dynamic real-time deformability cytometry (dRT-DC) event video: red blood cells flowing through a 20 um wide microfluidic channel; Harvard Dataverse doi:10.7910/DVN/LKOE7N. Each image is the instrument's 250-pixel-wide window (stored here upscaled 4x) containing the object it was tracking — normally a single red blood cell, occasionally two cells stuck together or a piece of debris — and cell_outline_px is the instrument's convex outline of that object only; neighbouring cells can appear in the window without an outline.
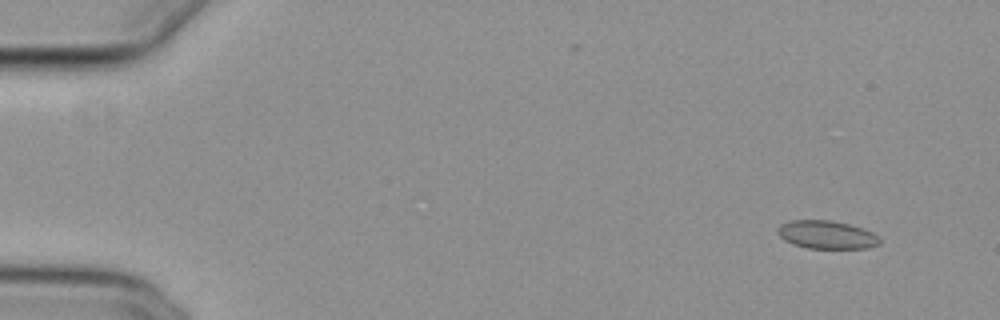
{"species": "common noctule bat (a hibernating species)", "species_latin": "Nyctalus noctula", "temperature_condition": "cold", "stored_images_in_passage": 24, "camera_frame_rate_fps": 3000, "um_per_image_px": 0.085, "animal": {"sex": "female", "body_mass_g": 29.2, "forearm_length_mm": 56.3}, "frame": {"image": 1, "passage_image": 5, "time_ms": 1.333, "image_size_px": [1000, 320], "cell_outline_px": [[880, 244], [868, 248], [808, 248], [792, 244], [784, 240], [776, 232], [776, 228], [780, 224], [792, 220], [832, 220], [848, 224], [872, 232], [880, 236]], "centroid_in_image_um": [70.24, 19.95], "position_along_channel_um": 14.8, "area_um2": 16.82}}
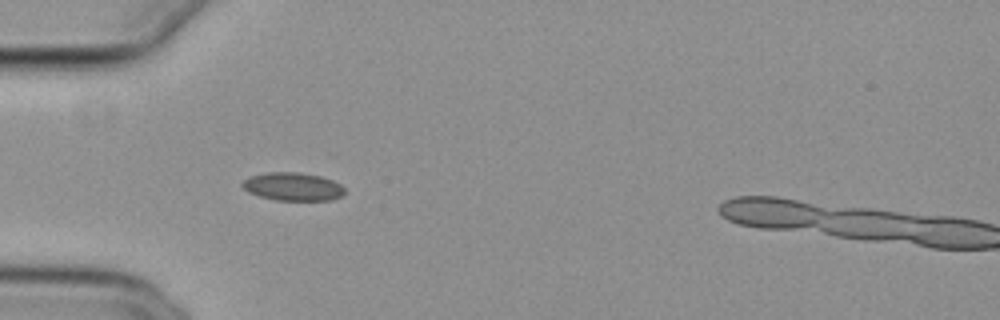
{"frame": {"image": 2, "passage_image": 18, "time_ms": 5.667, "image_size_px": [1000, 320], "cell_outline_px": [[344, 192], [340, 196], [332, 200], [276, 200], [260, 196], [248, 192], [240, 184], [244, 180], [252, 176], [268, 172], [296, 172], [320, 176], [332, 180], [340, 184], [344, 188]], "centroid_in_image_um": [24.89, 15.86], "position_along_channel_um": 60.1, "area_um2": 16.59}}
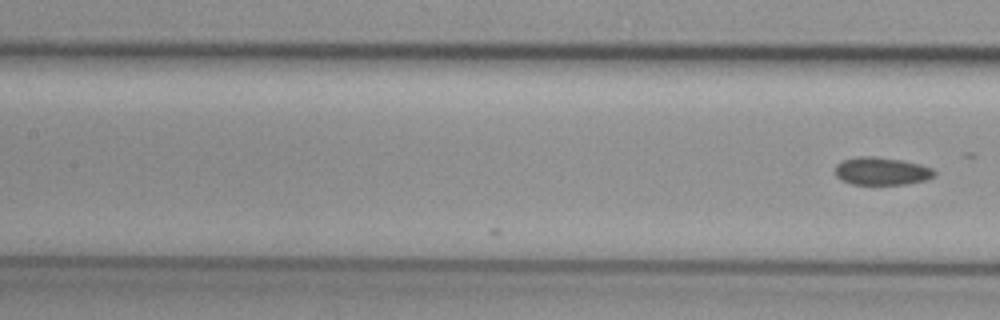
{"frame": {"image": 3, "passage_image": 24, "time_ms": 7.667, "image_size_px": [1000, 320], "cell_outline_px": [[936, 176], [928, 180], [904, 184], [852, 184], [840, 180], [836, 176], [836, 164], [844, 160], [856, 156], [872, 156], [900, 160], [920, 164], [932, 168], [936, 172]], "centroid_in_image_um": [74.95, 14.55], "position_along_channel_um": 132.4, "area_um2": 16.13}}